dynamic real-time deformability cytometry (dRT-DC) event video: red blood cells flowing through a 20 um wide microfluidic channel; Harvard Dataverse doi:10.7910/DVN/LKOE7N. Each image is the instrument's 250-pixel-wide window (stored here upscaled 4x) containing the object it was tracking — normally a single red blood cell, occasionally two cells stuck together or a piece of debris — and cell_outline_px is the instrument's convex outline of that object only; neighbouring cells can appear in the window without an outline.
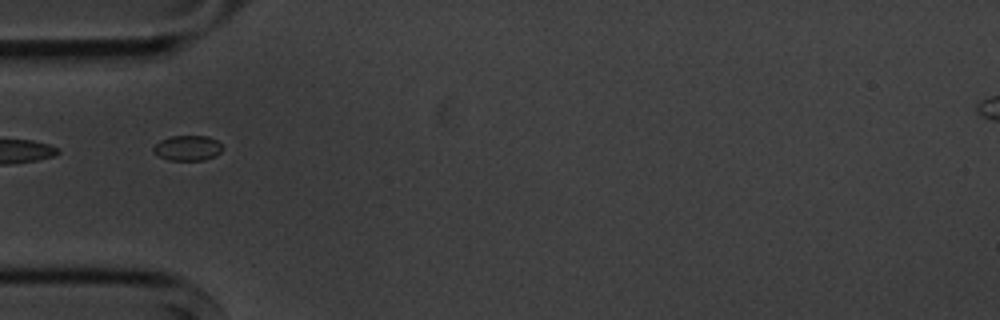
{"species": "common noctule bat (a hibernating species)", "species_latin": "Nyctalus noctula", "temperature_condition": "cold", "stored_images_in_passage": 6, "segment_of_instrument_passage": [2, 2], "camera_frame_rate_fps": 3000, "um_per_image_px": 0.085, "animal": {"sex": "male", "body_mass_g": 20.1, "forearm_length_mm": 53.5}, "frame": {"image": 1, "passage_image": 5, "time_ms": 4.667, "image_size_px": [1000, 320], "cell_outline_px": [[224, 148], [216, 156], [204, 160], [168, 160], [152, 152], [152, 148], [160, 140], [172, 136], [208, 136], [216, 140]], "centroid_in_image_um": [15.95, 12.58], "position_along_channel_um": 69.1, "area_um2": 10.17}}
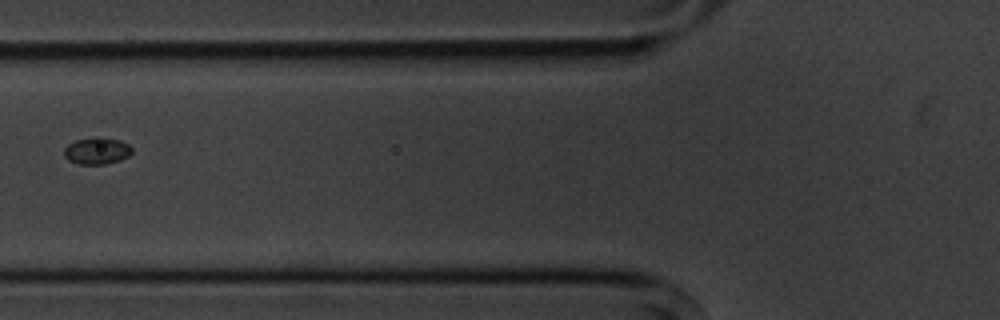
{"frame": {"image": 2, "passage_image": 6, "time_ms": 6.0, "image_size_px": [1000, 320], "cell_outline_px": [[132, 152], [128, 156], [120, 160], [104, 164], [76, 164], [68, 160], [64, 156], [64, 148], [68, 144], [76, 140], [96, 136], [104, 136], [120, 140], [128, 144], [132, 148]], "centroid_in_image_um": [8.23, 12.8], "position_along_channel_um": 117.6, "area_um2": 10.81}}